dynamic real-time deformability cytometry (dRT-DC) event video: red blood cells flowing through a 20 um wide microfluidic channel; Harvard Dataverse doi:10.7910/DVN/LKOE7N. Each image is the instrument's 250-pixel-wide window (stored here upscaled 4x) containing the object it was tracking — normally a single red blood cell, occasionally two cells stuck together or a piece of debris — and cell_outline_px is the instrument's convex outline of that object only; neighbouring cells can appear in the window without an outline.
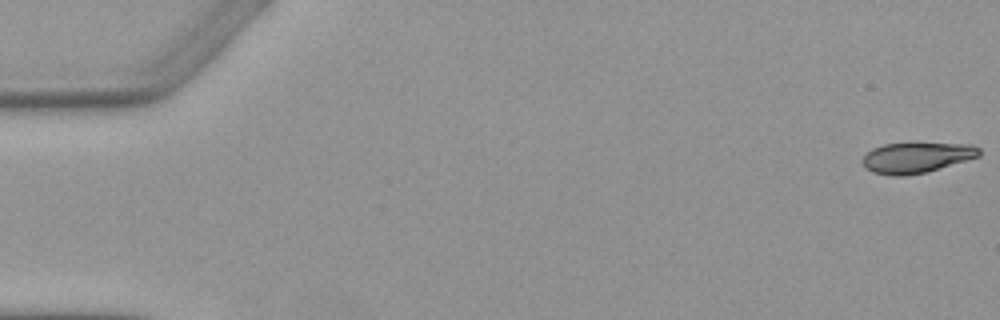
{"species": "Egyptian fruit bat (a non-hibernating species)", "species_latin": "Rousettus aegyptiacus", "temperature_condition": "warm", "stored_images_in_passage": 5, "camera_frame_rate_fps": 3000, "um_per_image_px": 0.085, "animal": {"sex": "female"}, "frame": {"image": 1, "passage_image": 1, "time_ms": 0.0, "image_size_px": [1000, 320], "cell_outline_px": [[980, 156], [928, 172], [904, 176], [892, 176], [872, 172], [864, 168], [864, 156], [872, 148], [884, 144], [916, 140], [972, 144], [980, 148]], "centroid_in_image_um": [77.95, 13.34], "position_along_channel_um": 7.1, "area_um2": 21.85}}
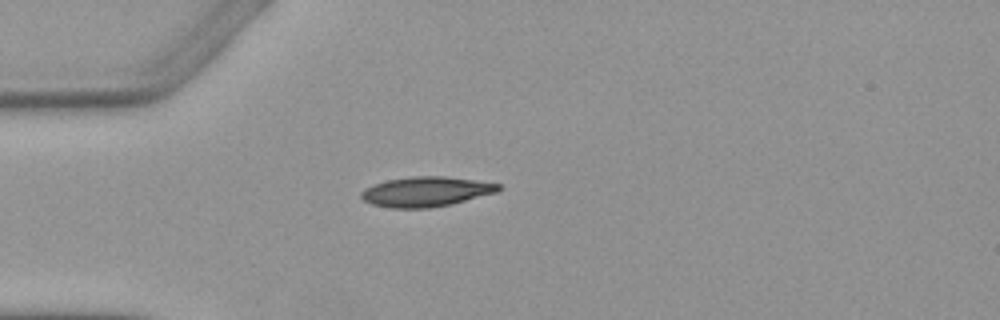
{"frame": {"image": 2, "passage_image": 5, "time_ms": 4.667, "image_size_px": [1000, 320], "cell_outline_px": [[504, 188], [496, 192], [452, 204], [428, 208], [392, 208], [372, 204], [364, 200], [360, 196], [360, 192], [364, 188], [388, 180], [412, 176], [444, 176], [476, 180], [500, 184]], "centroid_in_image_um": [36.23, 16.29], "position_along_channel_um": 48.8, "area_um2": 23.87}}